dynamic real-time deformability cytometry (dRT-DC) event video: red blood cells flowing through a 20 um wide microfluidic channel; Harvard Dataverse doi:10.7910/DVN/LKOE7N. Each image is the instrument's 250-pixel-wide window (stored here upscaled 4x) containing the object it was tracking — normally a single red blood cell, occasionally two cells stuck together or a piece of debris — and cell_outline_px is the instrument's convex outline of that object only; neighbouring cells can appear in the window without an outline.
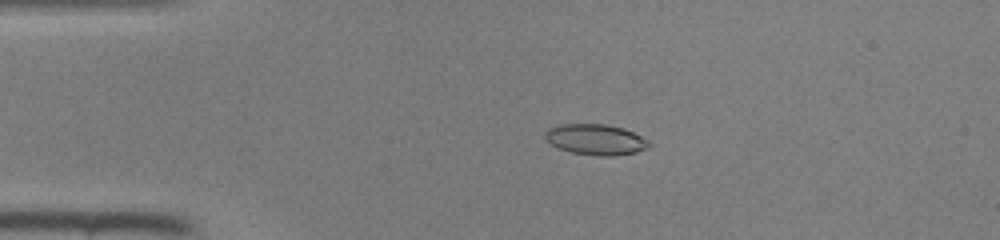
{"species": "common noctule bat (a hibernating species)", "species_latin": "Nyctalus noctula", "temperature_condition": "room temperature", "stored_images_in_passage": 45, "camera_frame_rate_fps": 3000, "um_per_image_px": 0.085, "animal": {"sex": "female", "body_mass_g": 22.0, "forearm_length_mm": 56.7}, "frame": {"image": 1, "passage_image": 8, "time_ms": 2.333, "image_size_px": [1000, 240], "cell_outline_px": [[652, 144], [648, 148], [636, 152], [612, 156], [600, 156], [572, 152], [560, 148], [544, 140], [544, 132], [548, 128], [560, 124], [604, 124], [624, 128], [648, 140]], "centroid_in_image_um": [50.62, 11.85], "position_along_channel_um": 34.4, "area_um2": 18.61}}
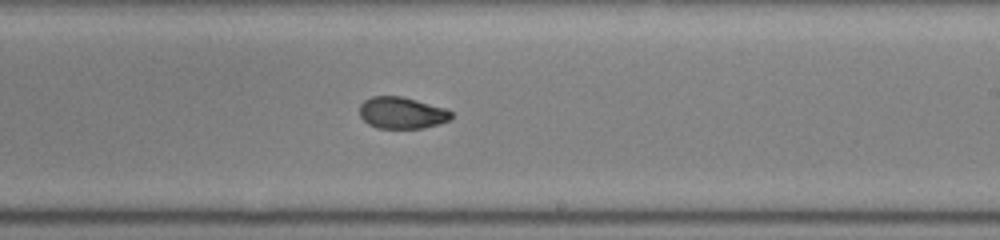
{"frame": {"image": 2, "passage_image": 26, "time_ms": 8.333, "image_size_px": [1000, 240], "cell_outline_px": [[452, 116], [448, 120], [424, 128], [376, 128], [368, 124], [360, 116], [360, 104], [364, 100], [372, 96], [400, 96], [416, 100], [444, 108], [452, 112]], "centroid_in_image_um": [34.11, 9.59], "position_along_channel_um": 254.9, "area_um2": 16.76}}
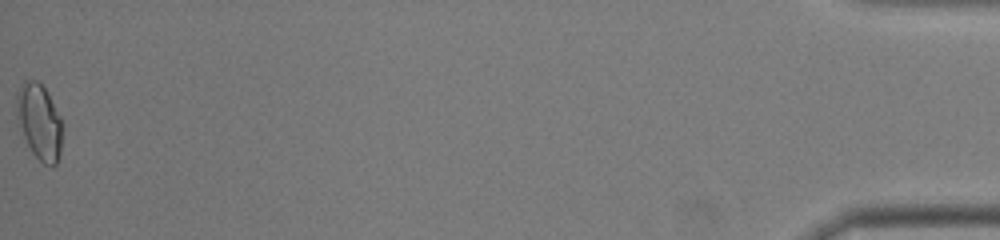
{"frame": {"image": 3, "passage_image": 45, "time_ms": 14.667, "image_size_px": [1000, 240], "cell_outline_px": [[64, 124], [60, 156], [56, 164], [44, 164], [32, 152], [24, 136], [16, 116], [16, 92], [24, 80], [36, 80], [44, 88], [60, 116]], "centroid_in_image_um": [3.36, 10.34], "position_along_channel_um": 431.8, "area_um2": 20.17}}